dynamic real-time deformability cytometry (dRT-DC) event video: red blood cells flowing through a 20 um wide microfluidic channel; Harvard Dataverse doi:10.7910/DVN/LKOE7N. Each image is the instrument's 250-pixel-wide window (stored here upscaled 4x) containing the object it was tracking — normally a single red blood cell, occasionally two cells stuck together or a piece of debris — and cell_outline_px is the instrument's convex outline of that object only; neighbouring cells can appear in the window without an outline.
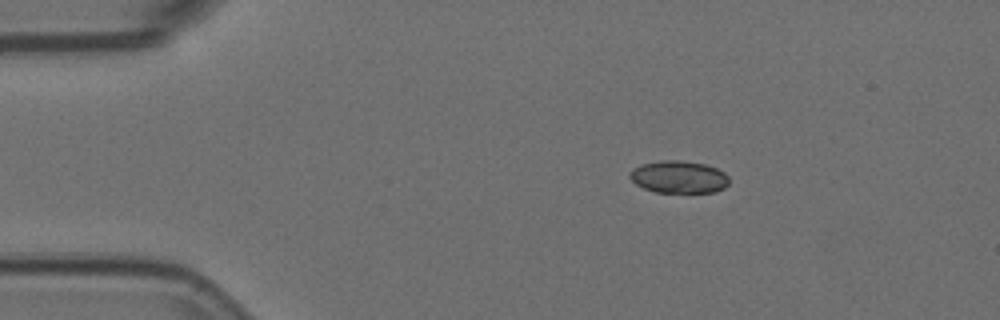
{"species": "Egyptian fruit bat (a non-hibernating species)", "species_latin": "Rousettus aegyptiacus", "temperature_condition": "room temperature", "stored_images_in_passage": 2, "camera_frame_rate_fps": 3000, "um_per_image_px": 0.085, "animal": {"sex": "female"}, "frame": {"image": 1, "passage_image": 1, "time_ms": 0.0, "image_size_px": [1000, 320], "cell_outline_px": [[728, 184], [724, 188], [716, 192], [656, 192], [644, 188], [636, 184], [628, 176], [628, 172], [632, 168], [640, 164], [660, 160], [680, 160], [704, 164], [716, 168], [724, 172], [728, 176]], "centroid_in_image_um": [57.67, 15.03], "position_along_channel_um": 27.3, "area_um2": 18.84}}
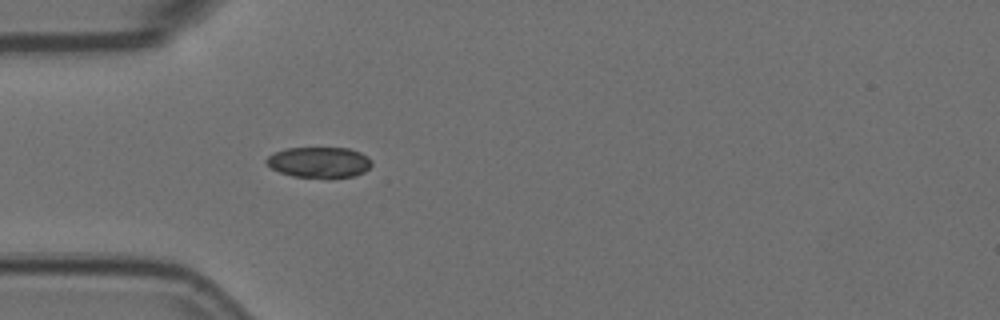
{"frame": {"image": 2, "passage_image": 2, "time_ms": 0.333, "image_size_px": [1000, 320], "cell_outline_px": [[372, 164], [364, 172], [352, 176], [292, 176], [280, 172], [272, 168], [264, 160], [268, 156], [284, 148], [348, 148], [360, 152], [368, 156], [372, 160]], "centroid_in_image_um": [27.14, 13.76], "position_along_channel_um": 57.9, "area_um2": 18.44}}